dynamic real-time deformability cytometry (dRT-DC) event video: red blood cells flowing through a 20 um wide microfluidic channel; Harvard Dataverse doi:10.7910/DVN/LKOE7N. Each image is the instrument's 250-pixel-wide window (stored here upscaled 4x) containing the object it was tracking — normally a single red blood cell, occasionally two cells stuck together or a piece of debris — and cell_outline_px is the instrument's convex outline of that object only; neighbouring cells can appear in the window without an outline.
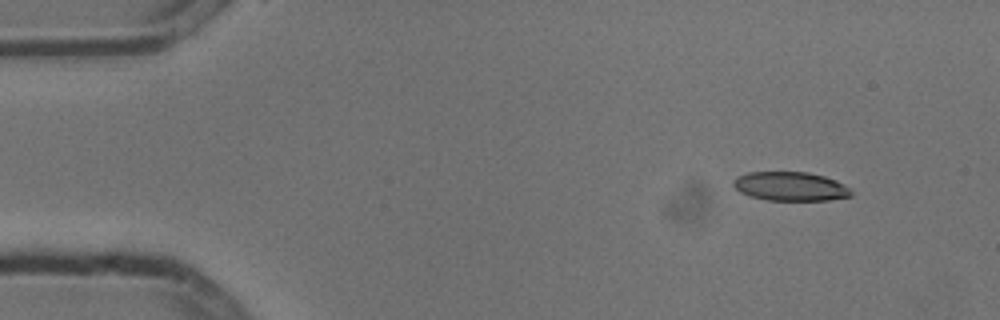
{"species": "common noctule bat (a hibernating species)", "species_latin": "Nyctalus noctula", "temperature_condition": "cold", "stored_images_in_passage": 5, "camera_frame_rate_fps": 3000, "um_per_image_px": 0.085, "animal": {"sex": "male", "body_mass_g": 13.3}, "frame": {"image": 1, "passage_image": 1, "time_ms": 0.0, "image_size_px": [1000, 320], "cell_outline_px": [[852, 196], [828, 200], [768, 200], [752, 196], [740, 192], [732, 184], [732, 180], [736, 176], [748, 172], [808, 172], [824, 176], [836, 180], [844, 184], [852, 192]], "centroid_in_image_um": [67.18, 15.83], "position_along_channel_um": 17.8, "area_um2": 19.88}}
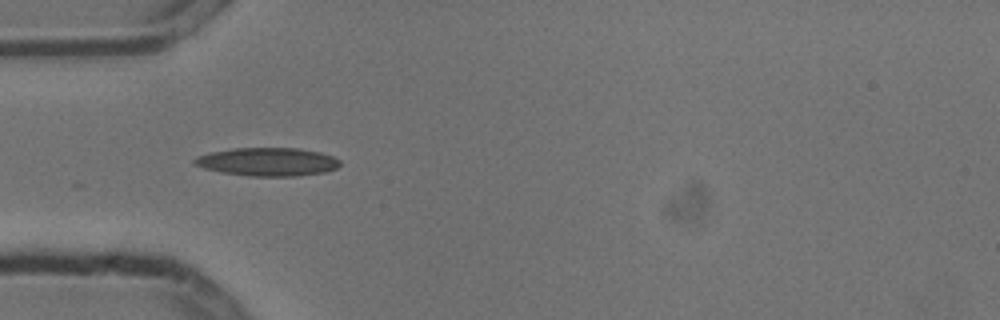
{"frame": {"image": 2, "passage_image": 4, "time_ms": 1.0, "image_size_px": [1000, 320], "cell_outline_px": [[340, 164], [336, 168], [324, 172], [296, 176], [248, 176], [220, 172], [204, 168], [192, 164], [192, 160], [196, 156], [212, 152], [236, 148], [300, 148], [320, 152], [332, 156], [340, 160]], "centroid_in_image_um": [22.73, 13.75], "position_along_channel_um": 62.3, "area_um2": 24.04}}
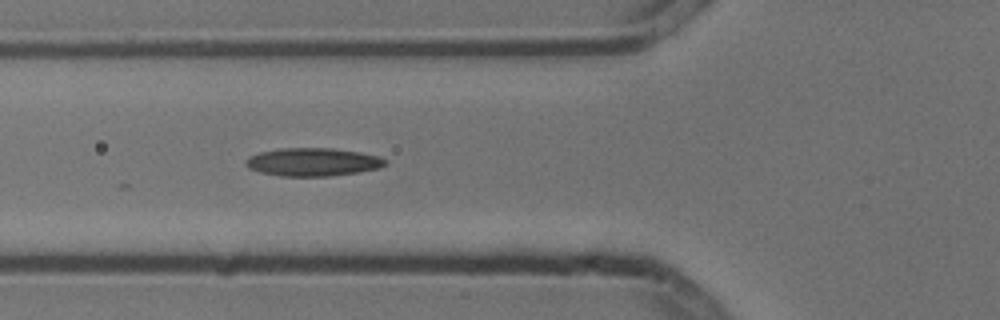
{"frame": {"image": 3, "passage_image": 5, "time_ms": 1.333, "image_size_px": [1000, 320], "cell_outline_px": [[388, 164], [380, 168], [360, 172], [332, 176], [280, 176], [260, 172], [248, 168], [244, 164], [244, 160], [248, 156], [260, 152], [280, 148], [332, 148], [360, 152], [380, 156], [388, 160]], "centroid_in_image_um": [26.61, 13.77], "position_along_channel_um": 99.2, "area_um2": 23.24}}